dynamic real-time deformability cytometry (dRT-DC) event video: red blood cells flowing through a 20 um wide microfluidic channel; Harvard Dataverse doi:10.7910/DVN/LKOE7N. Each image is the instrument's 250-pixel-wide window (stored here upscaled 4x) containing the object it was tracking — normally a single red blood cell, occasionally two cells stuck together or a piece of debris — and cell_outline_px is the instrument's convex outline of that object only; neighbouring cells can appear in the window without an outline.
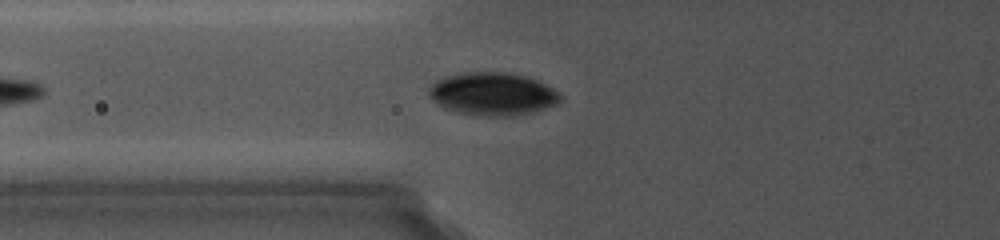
{"species": "common noctule bat (a hibernating species)", "species_latin": "Nyctalus noctula", "temperature_condition": "cold", "stored_images_in_passage": 7, "camera_frame_rate_fps": 5000, "um_per_image_px": 0.085, "animal": {"sex": "female", "body_mass_g": 19.0, "forearm_length_mm": 56.7}, "frame": {"image": 1, "passage_image": 3, "time_ms": 1.8, "image_size_px": [1000, 240], "cell_outline_px": [[560, 100], [552, 104], [516, 116], [480, 116], [456, 112], [440, 104], [432, 96], [432, 84], [448, 76], [460, 72], [504, 72], [524, 76], [536, 80], [544, 84], [556, 92], [560, 96]], "centroid_in_image_um": [41.87, 7.98], "position_along_channel_um": 83.9, "area_um2": 31.62}}
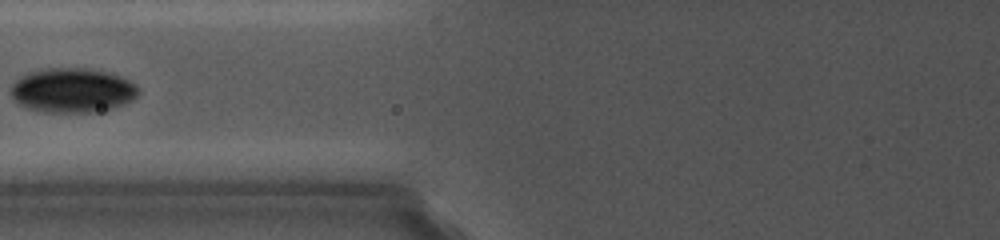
{"frame": {"image": 2, "passage_image": 4, "time_ms": 2.8, "image_size_px": [1000, 240], "cell_outline_px": [[136, 96], [120, 104], [96, 112], [44, 112], [28, 108], [20, 104], [12, 96], [12, 84], [20, 76], [28, 72], [40, 68], [92, 68], [108, 72], [128, 80], [136, 88]], "centroid_in_image_um": [6.07, 7.65], "position_along_channel_um": 119.7, "area_um2": 32.54}}